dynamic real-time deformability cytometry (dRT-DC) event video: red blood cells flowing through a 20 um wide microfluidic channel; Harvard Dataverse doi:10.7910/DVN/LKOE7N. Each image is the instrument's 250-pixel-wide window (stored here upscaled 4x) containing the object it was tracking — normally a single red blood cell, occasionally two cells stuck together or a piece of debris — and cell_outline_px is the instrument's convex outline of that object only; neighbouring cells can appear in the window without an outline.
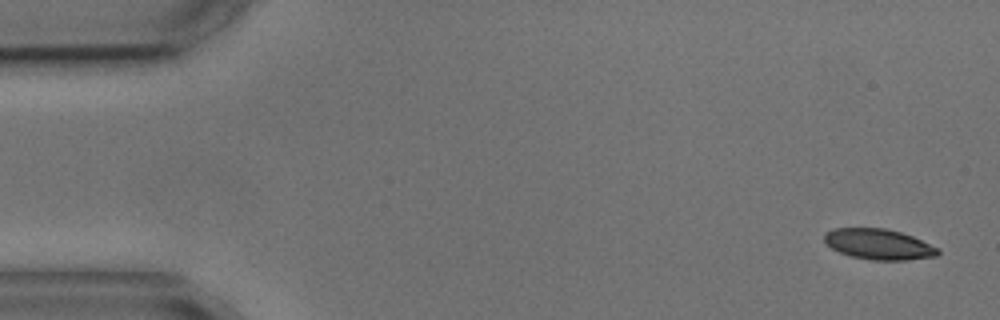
{"species": "common noctule bat (a hibernating species)", "species_latin": "Nyctalus noctula", "temperature_condition": "cold", "stored_images_in_passage": 5, "camera_frame_rate_fps": 3000, "um_per_image_px": 0.085, "animal": {"sex": "male", "body_mass_g": 17.9, "forearm_length_mm": 54.2}, "frame": {"image": 1, "passage_image": 1, "time_ms": 0.0, "image_size_px": [1000, 320], "cell_outline_px": [[940, 252], [936, 256], [904, 260], [872, 260], [852, 256], [840, 252], [832, 248], [824, 240], [824, 232], [832, 228], [884, 228], [900, 232], [912, 236], [940, 248]], "centroid_in_image_um": [74.69, 20.75], "position_along_channel_um": 10.3, "area_um2": 20.17}}
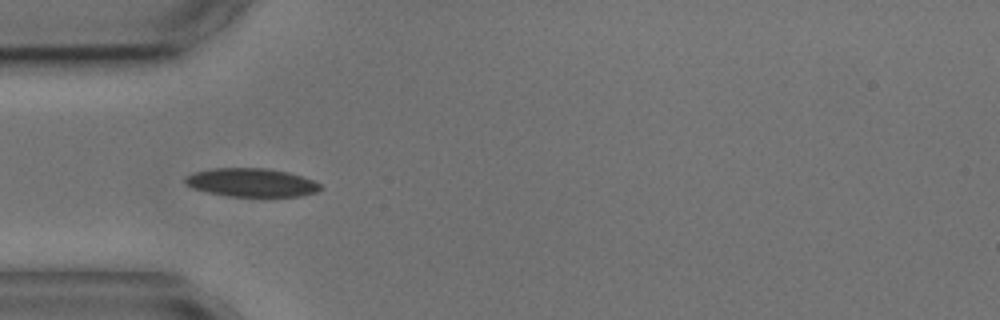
{"frame": {"image": 2, "passage_image": 4, "time_ms": 4.667, "image_size_px": [1000, 320], "cell_outline_px": [[324, 188], [316, 192], [300, 196], [264, 200], [228, 196], [208, 192], [192, 188], [184, 184], [184, 176], [196, 172], [212, 168], [268, 168], [288, 172], [312, 180], [320, 184]], "centroid_in_image_um": [21.4, 15.57], "position_along_channel_um": 63.6, "area_um2": 23.47}}